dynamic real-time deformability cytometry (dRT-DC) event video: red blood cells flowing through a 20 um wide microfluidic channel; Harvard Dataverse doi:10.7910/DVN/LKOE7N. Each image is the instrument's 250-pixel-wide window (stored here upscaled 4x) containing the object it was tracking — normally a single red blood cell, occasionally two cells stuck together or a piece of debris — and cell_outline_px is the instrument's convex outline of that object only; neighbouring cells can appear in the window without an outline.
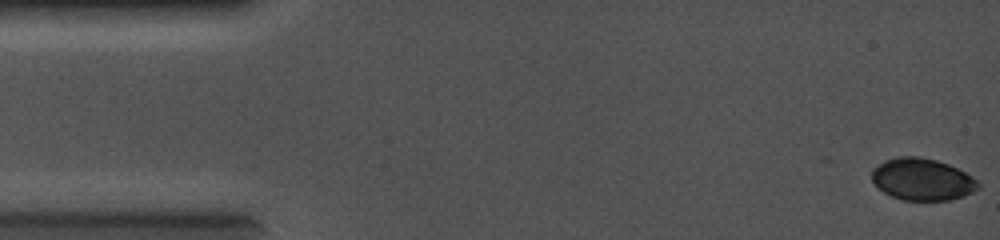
{"species": "common noctule bat (a hibernating species)", "species_latin": "Nyctalus noctula", "temperature_condition": "cold", "stored_images_in_passage": 21, "camera_frame_rate_fps": 5000, "um_per_image_px": 0.085, "animal": {"sex": "female", "body_mass_g": 19.0, "forearm_length_mm": 56.7}, "frame": {"image": 1, "passage_image": 1, "time_ms": 0.0, "image_size_px": [1000, 240], "cell_outline_px": [[980, 188], [964, 196], [948, 200], [904, 200], [892, 196], [884, 192], [872, 180], [872, 168], [884, 160], [896, 156], [916, 156], [936, 160], [948, 164], [972, 176], [980, 184]], "centroid_in_image_um": [78.39, 15.23], "position_along_channel_um": 6.6, "area_um2": 25.95}}
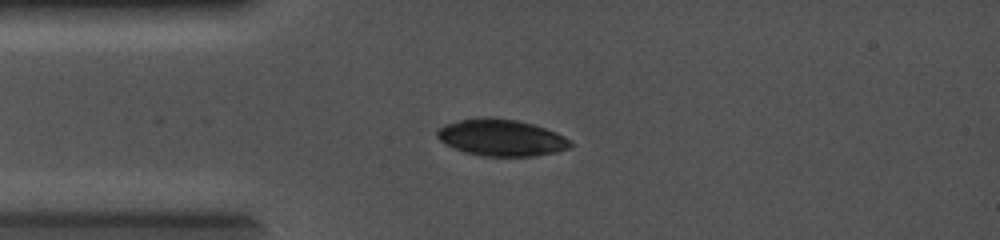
{"frame": {"image": 2, "passage_image": 16, "time_ms": 3.0, "image_size_px": [1000, 240], "cell_outline_px": [[576, 144], [572, 148], [556, 152], [536, 156], [480, 156], [464, 152], [444, 144], [436, 136], [436, 132], [444, 124], [476, 116], [488, 116], [516, 120], [532, 124], [556, 132], [564, 136]], "centroid_in_image_um": [42.62, 11.7], "position_along_channel_um": 42.4, "area_um2": 28.96}}